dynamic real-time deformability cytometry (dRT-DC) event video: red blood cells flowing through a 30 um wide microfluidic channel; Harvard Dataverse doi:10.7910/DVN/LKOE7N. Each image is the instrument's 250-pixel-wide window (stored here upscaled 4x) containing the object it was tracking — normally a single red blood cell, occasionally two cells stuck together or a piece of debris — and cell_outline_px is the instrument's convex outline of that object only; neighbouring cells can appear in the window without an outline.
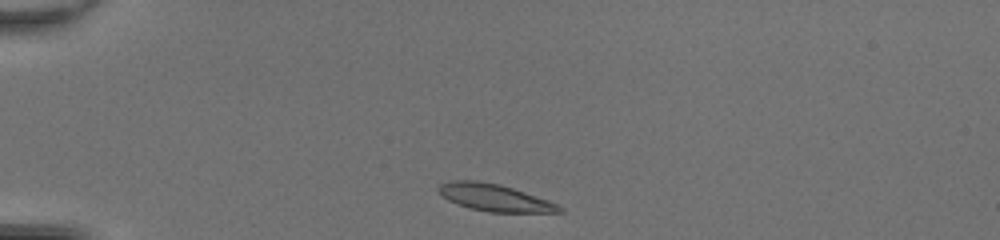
{"species": "common noctule bat (a hibernating species)", "species_latin": "Nyctalus noctula", "temperature_condition": "room temperature", "stored_images_in_passage": 37, "camera_frame_rate_fps": 3000, "um_per_image_px": 0.085, "animal": {"sex": "female", "body_mass_g": 20.0, "forearm_length_mm": 54.0}, "frame": {"image": 1, "passage_image": 1, "time_ms": 0.0, "image_size_px": [1000, 240], "cell_outline_px": [[564, 212], [488, 212], [456, 204], [448, 200], [436, 188], [440, 184], [448, 180], [476, 180], [500, 184], [548, 200], [564, 208]], "centroid_in_image_um": [42.01, 16.79], "position_along_channel_um": 43.0, "area_um2": 18.96}}
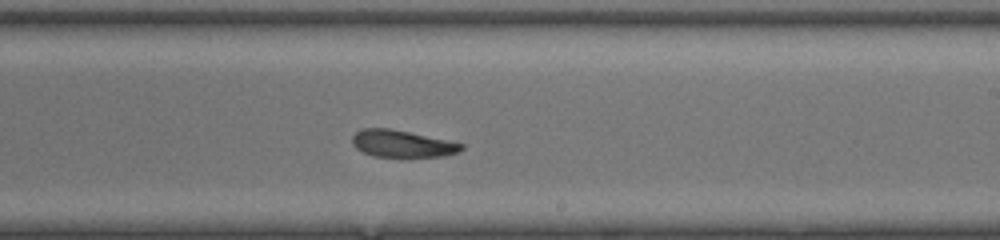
{"frame": {"image": 2, "passage_image": 19, "time_ms": 6.0, "image_size_px": [1000, 240], "cell_outline_px": [[464, 148], [456, 152], [444, 156], [372, 156], [356, 148], [352, 144], [352, 136], [360, 128], [388, 128], [408, 132], [464, 144]], "centroid_in_image_um": [34.12, 12.2], "position_along_channel_um": 254.9, "area_um2": 16.82}}
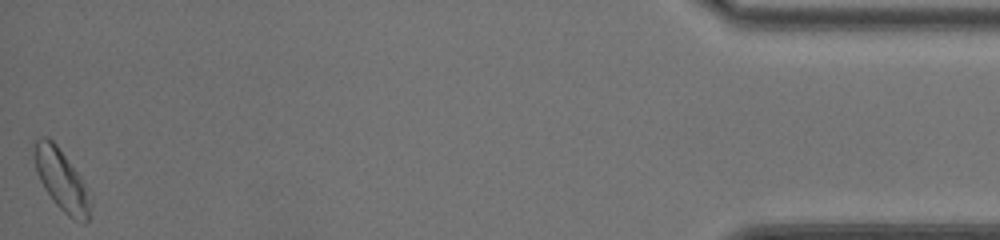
{"frame": {"image": 3, "passage_image": 37, "time_ms": 12.0, "image_size_px": [1000, 240], "cell_outline_px": [[92, 200], [88, 220], [84, 224], [68, 216], [56, 204], [44, 188], [36, 172], [32, 156], [32, 144], [40, 136], [48, 136], [56, 144], [80, 176], [92, 196]], "centroid_in_image_um": [5.21, 15.28], "position_along_channel_um": 430.0, "area_um2": 20.35}, "authors_computed_cell_mechanics": {"area_um2": 18.6694, "velocity_mm_per_s": 4.2881, "shape_relaxation_time_tau1_ms": null, "shape_relaxation_time_tau2_ms": 2.3409, "deformation_change_tau1": null, "deformation_change_tau2": 0.1045}}